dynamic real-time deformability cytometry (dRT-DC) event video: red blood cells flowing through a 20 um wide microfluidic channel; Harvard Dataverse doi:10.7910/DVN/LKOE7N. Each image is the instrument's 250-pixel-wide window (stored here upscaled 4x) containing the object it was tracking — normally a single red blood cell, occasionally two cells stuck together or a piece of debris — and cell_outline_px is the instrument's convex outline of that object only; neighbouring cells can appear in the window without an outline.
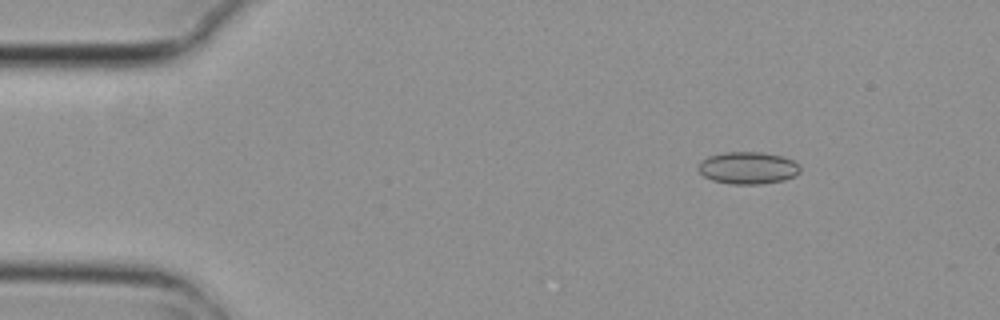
{"species": "common noctule bat (a hibernating species)", "species_latin": "Nyctalus noctula", "temperature_condition": "cold", "stored_images_in_passage": 9, "camera_frame_rate_fps": 3000, "um_per_image_px": 0.085, "animal": {"sex": "female", "body_mass_g": 29.2, "forearm_length_mm": 56.3}, "frame": {"image": 1, "passage_image": 2, "time_ms": 0.333, "image_size_px": [1000, 320], "cell_outline_px": [[800, 172], [796, 176], [784, 180], [760, 184], [732, 184], [712, 180], [704, 176], [700, 172], [700, 160], [708, 156], [724, 152], [764, 152], [780, 156], [792, 160], [800, 164]], "centroid_in_image_um": [63.6, 14.27], "position_along_channel_um": 21.4, "area_um2": 19.13}}
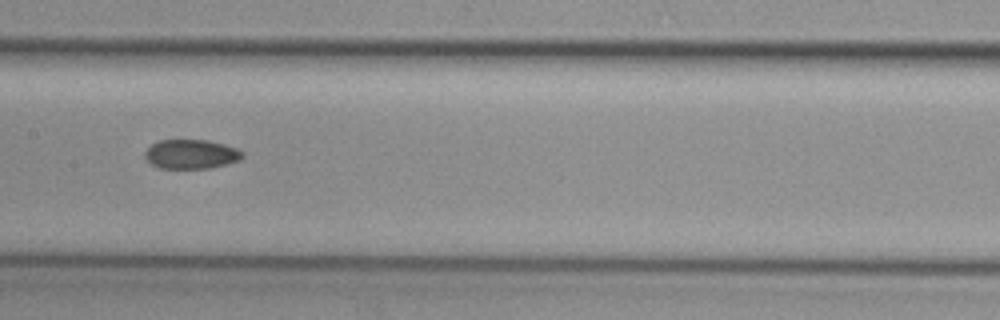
{"frame": {"image": 2, "passage_image": 7, "time_ms": 2.0, "image_size_px": [1000, 320], "cell_outline_px": [[244, 156], [240, 160], [208, 168], [160, 168], [152, 164], [144, 156], [144, 152], [152, 144], [160, 140], [208, 140], [224, 144], [236, 148], [244, 152]], "centroid_in_image_um": [16.25, 13.09], "position_along_channel_um": 191.1, "area_um2": 16.53}}
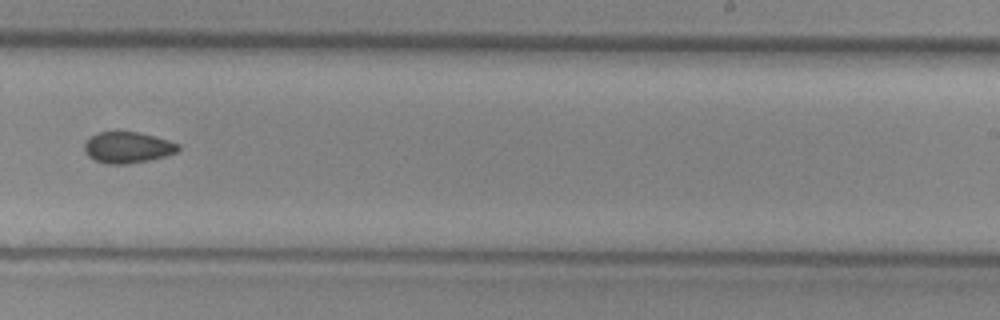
{"frame": {"image": 3, "passage_image": 9, "time_ms": 2.667, "image_size_px": [1000, 320], "cell_outline_px": [[180, 148], [176, 152], [164, 156], [148, 160], [128, 164], [104, 164], [92, 160], [84, 152], [84, 140], [96, 132], [136, 132], [156, 136], [180, 144]], "centroid_in_image_um": [10.79, 12.53], "position_along_channel_um": 278.2, "area_um2": 17.28}}